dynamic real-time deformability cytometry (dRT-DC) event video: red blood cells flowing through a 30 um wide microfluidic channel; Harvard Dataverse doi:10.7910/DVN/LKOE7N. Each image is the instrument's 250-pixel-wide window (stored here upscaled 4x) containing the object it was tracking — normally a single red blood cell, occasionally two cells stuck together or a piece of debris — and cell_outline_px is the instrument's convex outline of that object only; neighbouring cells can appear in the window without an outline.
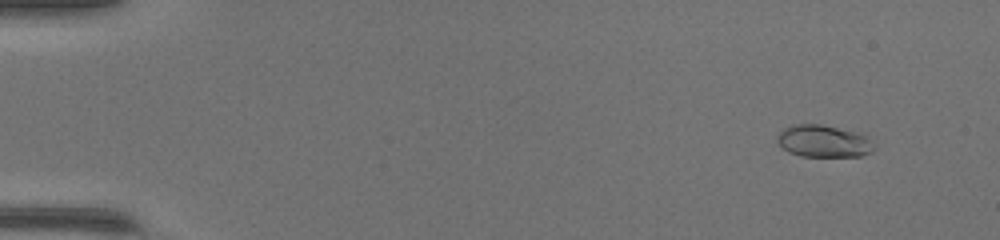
{"species": "common noctule bat (a hibernating species)", "species_latin": "Nyctalus noctula", "temperature_condition": "warm", "stored_images_in_passage": 51, "camera_frame_rate_fps": 3000, "um_per_image_px": 0.085, "animal": {"sex": "female", "body_mass_g": 17.0, "forearm_length_mm": 48.0}, "frame": {"image": 1, "passage_image": 5, "time_ms": 1.333, "image_size_px": [1000, 240], "cell_outline_px": [[876, 148], [872, 152], [860, 156], [800, 156], [788, 152], [776, 140], [776, 136], [784, 128], [792, 124], [820, 124], [860, 132], [872, 140], [876, 144]], "centroid_in_image_um": [70.05, 11.99], "position_along_channel_um": 15.0, "area_um2": 18.44}}
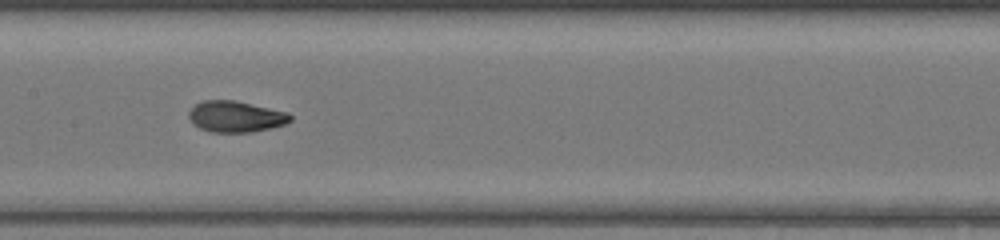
{"frame": {"image": 2, "passage_image": 27, "time_ms": 8.667, "image_size_px": [1000, 240], "cell_outline_px": [[292, 120], [284, 124], [272, 128], [252, 132], [212, 132], [200, 128], [192, 124], [188, 116], [188, 112], [196, 104], [204, 100], [236, 100], [288, 112], [292, 116]], "centroid_in_image_um": [20.04, 9.91], "position_along_channel_um": 187.4, "area_um2": 18.55}}
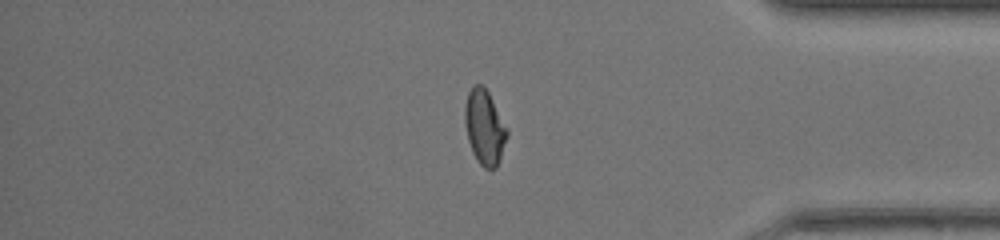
{"frame": {"image": 3, "passage_image": 43, "time_ms": 14.0, "image_size_px": [1000, 240], "cell_outline_px": [[508, 136], [500, 160], [496, 168], [484, 168], [476, 160], [472, 152], [468, 140], [464, 120], [464, 104], [468, 92], [472, 84], [480, 84], [488, 92], [508, 128]], "centroid_in_image_um": [41.18, 10.81], "position_along_channel_um": 394.0, "area_um2": 18.61}, "authors_computed_cell_mechanics": {"area_um2": 18.3804, "velocity_mm_per_s": 4.2702, "shape_relaxation_time_tau1_ms": 5.177, "shape_relaxation_time_tau2_ms": 0.7884, "deformation_change_tau1": 0.2425, "deformation_change_tau2": 0.0576}}